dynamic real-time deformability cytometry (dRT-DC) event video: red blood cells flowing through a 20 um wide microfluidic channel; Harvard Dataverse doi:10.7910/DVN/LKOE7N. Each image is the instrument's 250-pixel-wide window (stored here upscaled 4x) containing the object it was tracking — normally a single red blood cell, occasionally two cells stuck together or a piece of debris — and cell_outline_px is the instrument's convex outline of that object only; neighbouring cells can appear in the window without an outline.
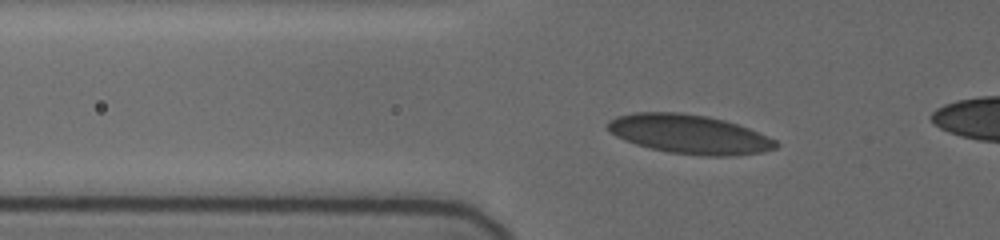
{"species": "human", "species_latin": "Homo sapiens", "temperature_condition": "cold", "stored_images_in_passage": 17, "camera_frame_rate_fps": 3000, "um_per_image_px": 0.085, "donor": {"sex": "female"}, "frame": {"image": 1, "passage_image": 15, "time_ms": 4.0, "image_size_px": [1000, 240], "cell_outline_px": [[780, 144], [776, 148], [764, 152], [732, 156], [704, 156], [668, 152], [648, 148], [624, 140], [616, 136], [608, 128], [608, 124], [616, 116], [636, 112], [680, 112], [708, 116], [724, 120], [748, 128], [776, 140]], "centroid_in_image_um": [58.62, 11.41], "position_along_channel_um": 67.2, "area_um2": 38.26}}